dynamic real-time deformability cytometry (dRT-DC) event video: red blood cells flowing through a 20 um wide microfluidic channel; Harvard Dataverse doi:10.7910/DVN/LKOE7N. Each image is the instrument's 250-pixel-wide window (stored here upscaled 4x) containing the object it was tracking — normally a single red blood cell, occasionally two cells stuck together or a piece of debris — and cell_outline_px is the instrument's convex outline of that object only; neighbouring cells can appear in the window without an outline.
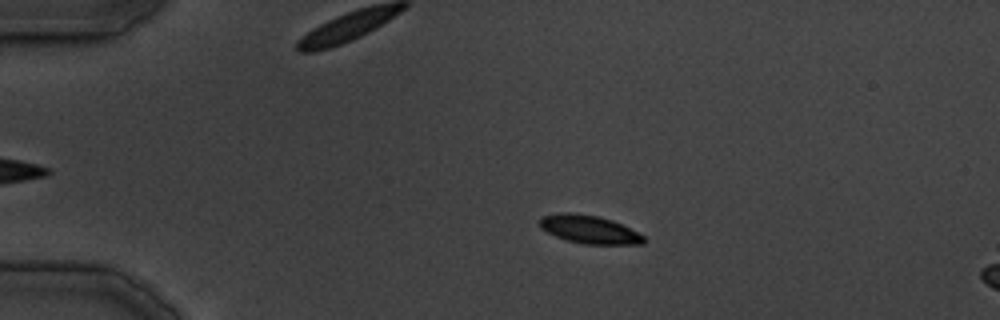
{"species": "common noctule bat (a hibernating species)", "species_latin": "Nyctalus noctula", "temperature_condition": "cold", "stored_images_in_passage": 14, "camera_frame_rate_fps": 3000, "um_per_image_px": 0.085, "animal": {"sex": "male", "body_mass_g": 19.5, "forearm_length_mm": 54.6}, "frame": {"image": 1, "passage_image": 10, "time_ms": 10.333, "image_size_px": [1000, 320], "cell_outline_px": [[644, 244], [584, 244], [568, 240], [556, 236], [540, 228], [540, 216], [560, 212], [572, 212], [600, 216], [612, 220], [644, 236]], "centroid_in_image_um": [50.05, 19.48], "position_along_channel_um": 35.0, "area_um2": 16.99}}